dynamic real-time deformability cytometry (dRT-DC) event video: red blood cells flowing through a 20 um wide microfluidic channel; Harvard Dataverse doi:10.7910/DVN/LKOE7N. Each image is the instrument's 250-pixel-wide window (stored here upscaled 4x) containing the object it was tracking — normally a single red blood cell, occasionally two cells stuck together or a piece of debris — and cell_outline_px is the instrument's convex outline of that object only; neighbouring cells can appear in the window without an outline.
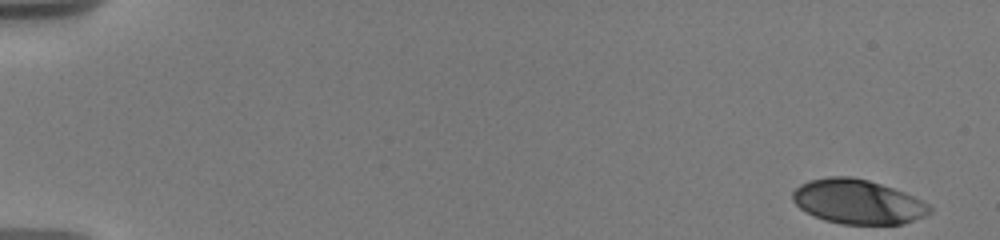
{"species": "human", "species_latin": "Homo sapiens", "temperature_condition": "warm", "stored_images_in_passage": 10, "camera_frame_rate_fps": 3000, "um_per_image_px": 0.085, "donor": {"sex": "male"}, "frame": {"image": 1, "passage_image": 1, "time_ms": 0.0, "image_size_px": [1000, 240], "cell_outline_px": [[932, 212], [924, 216], [904, 224], [840, 224], [824, 220], [800, 208], [792, 200], [792, 192], [800, 184], [808, 180], [828, 176], [852, 176], [868, 180], [904, 192], [928, 204], [932, 208]], "centroid_in_image_um": [72.89, 17.14], "position_along_channel_um": 12.1, "area_um2": 35.43}}